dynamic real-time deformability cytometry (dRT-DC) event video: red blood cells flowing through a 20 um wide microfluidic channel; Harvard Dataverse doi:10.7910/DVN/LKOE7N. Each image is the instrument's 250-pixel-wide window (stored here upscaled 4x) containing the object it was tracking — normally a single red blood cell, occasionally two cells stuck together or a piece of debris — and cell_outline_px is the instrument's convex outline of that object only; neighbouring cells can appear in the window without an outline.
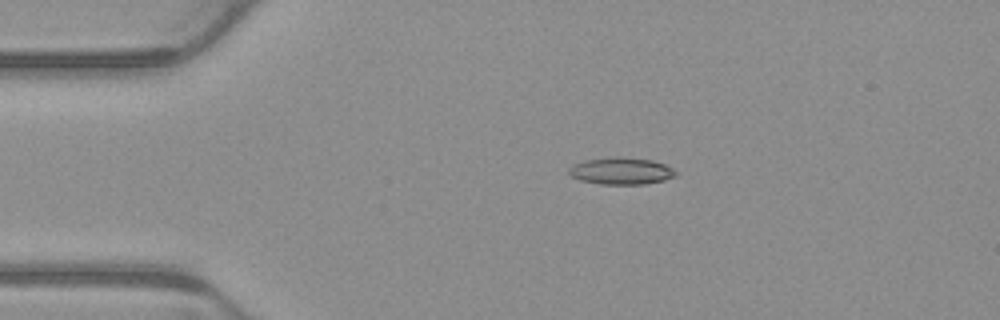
{"species": "common noctule bat (a hibernating species)", "species_latin": "Nyctalus noctula", "temperature_condition": "warm", "stored_images_in_passage": 5, "camera_frame_rate_fps": 3000, "um_per_image_px": 0.085, "animal": {"sex": "male", "body_mass_g": 23.1, "forearm_length_mm": 52.7}, "frame": {"image": 1, "passage_image": 3, "time_ms": 0.667, "image_size_px": [1000, 320], "cell_outline_px": [[676, 176], [664, 180], [644, 184], [600, 184], [580, 180], [572, 176], [568, 172], [568, 168], [572, 164], [584, 160], [616, 156], [620, 156], [652, 160], [664, 164], [672, 168], [676, 172]], "centroid_in_image_um": [52.77, 14.52], "position_along_channel_um": 32.2, "area_um2": 16.88}}